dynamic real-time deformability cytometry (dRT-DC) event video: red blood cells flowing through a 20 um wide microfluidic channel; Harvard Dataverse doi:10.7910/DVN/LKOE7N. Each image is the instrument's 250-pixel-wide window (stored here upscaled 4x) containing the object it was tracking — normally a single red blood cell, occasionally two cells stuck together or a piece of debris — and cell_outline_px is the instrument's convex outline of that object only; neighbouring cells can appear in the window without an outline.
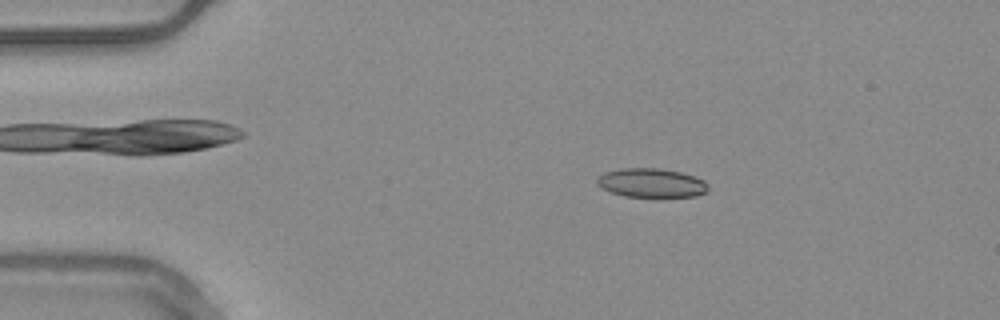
{"species": "common noctule bat (a hibernating species)", "species_latin": "Nyctalus noctula", "temperature_condition": "warm", "stored_images_in_passage": 54, "camera_frame_rate_fps": 3000, "um_per_image_px": 0.085, "animal": {"sex": "male", "body_mass_g": 20.4}, "frame": {"image": 1, "passage_image": 10, "time_ms": 3.0, "image_size_px": [1000, 320], "cell_outline_px": [[708, 192], [696, 196], [660, 200], [624, 196], [612, 192], [596, 184], [596, 180], [604, 172], [620, 168], [660, 168], [680, 172], [704, 180], [708, 184]], "centroid_in_image_um": [55.42, 15.6], "position_along_channel_um": 29.6, "area_um2": 19.65}}
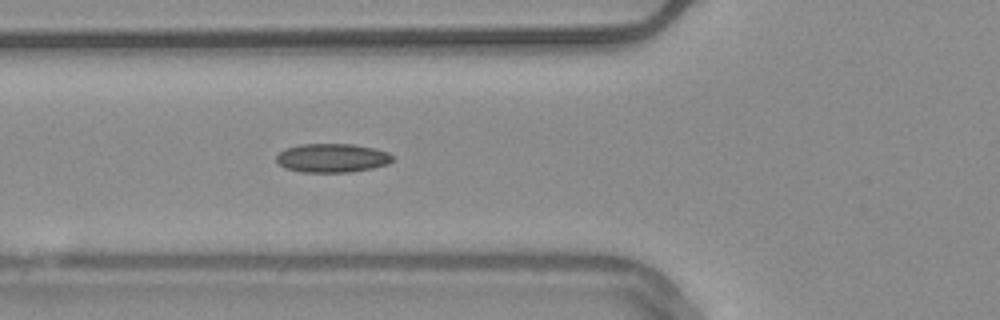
{"frame": {"image": 2, "passage_image": 20, "time_ms": 6.333, "image_size_px": [1000, 320], "cell_outline_px": [[392, 160], [388, 164], [372, 168], [348, 172], [300, 172], [284, 168], [276, 160], [276, 156], [280, 152], [288, 148], [300, 144], [352, 144], [372, 148], [388, 152], [392, 156]], "centroid_in_image_um": [28.21, 13.43], "position_along_channel_um": 97.6, "area_um2": 19.36}}
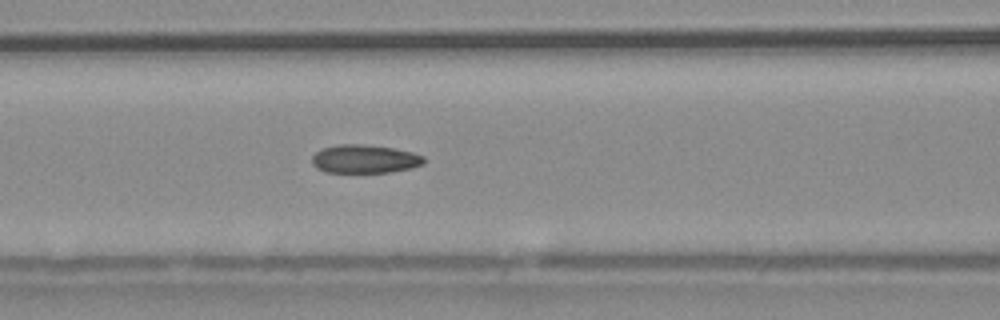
{"frame": {"image": 3, "passage_image": 23, "time_ms": 7.333, "image_size_px": [1000, 320], "cell_outline_px": [[424, 164], [412, 168], [392, 172], [324, 172], [316, 168], [312, 164], [312, 156], [316, 152], [324, 148], [340, 144], [360, 144], [392, 148], [412, 152], [424, 156]], "centroid_in_image_um": [31.0, 13.52], "position_along_channel_um": 135.6, "area_um2": 18.5}, "authors_computed_cell_mechanics": {"area_um2": 18.5827, "velocity_mm_per_s": 3.7469, "shape_relaxation_time_tau1_ms": null, "shape_relaxation_time_tau2_ms": 1.6837, "deformation_change_tau1": null, "deformation_change_tau2": 0.0724}}